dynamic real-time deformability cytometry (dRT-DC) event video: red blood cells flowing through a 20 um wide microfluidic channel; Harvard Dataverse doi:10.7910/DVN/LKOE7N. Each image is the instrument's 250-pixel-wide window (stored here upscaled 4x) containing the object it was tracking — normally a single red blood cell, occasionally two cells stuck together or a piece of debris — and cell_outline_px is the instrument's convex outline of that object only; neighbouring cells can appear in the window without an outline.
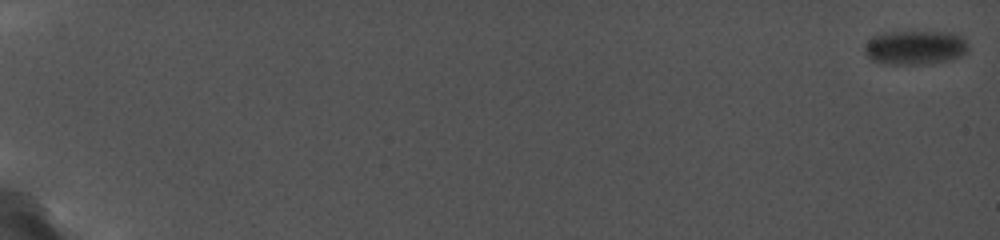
{"species": "common noctule bat (a hibernating species)", "species_latin": "Nyctalus noctula", "temperature_condition": "cold", "stored_images_in_passage": 54, "camera_frame_rate_fps": 5000, "um_per_image_px": 0.085, "animal": {"sex": "female", "body_mass_g": 19.0, "forearm_length_mm": 56.7}, "frame": {"image": 1, "passage_image": 1, "time_ms": 0.0, "image_size_px": [1000, 240], "cell_outline_px": [[968, 52], [952, 60], [924, 64], [888, 64], [872, 60], [864, 52], [864, 44], [872, 36], [884, 32], [948, 32], [960, 36], [968, 44]], "centroid_in_image_um": [77.77, 4.04], "position_along_channel_um": 7.2, "area_um2": 20.75}}
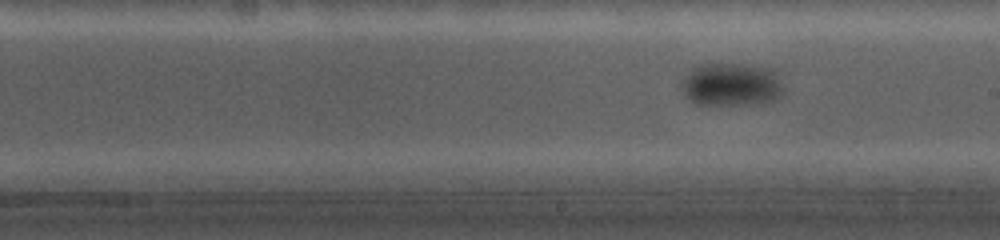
{"frame": {"image": 2, "passage_image": 38, "time_ms": 13.4, "image_size_px": [1000, 240], "cell_outline_px": [[780, 92], [772, 100], [740, 104], [700, 104], [692, 100], [688, 96], [684, 88], [688, 72], [692, 68], [700, 64], [752, 64], [772, 68]], "centroid_in_image_um": [62.13, 7.14], "position_along_channel_um": 226.9, "area_um2": 24.22}}
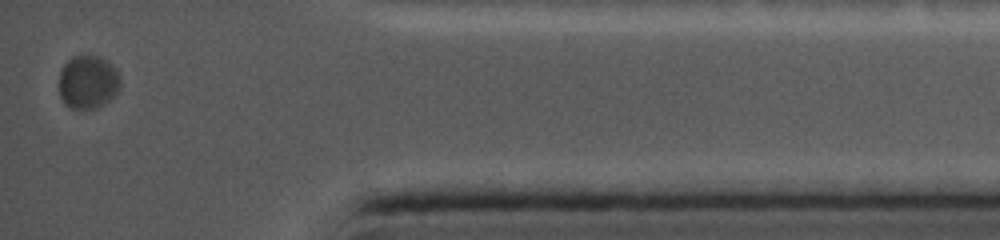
{"frame": {"image": 3, "passage_image": 54, "time_ms": 19.8, "image_size_px": [1000, 240], "cell_outline_px": [[120, 84], [116, 92], [108, 100], [96, 108], [72, 108], [64, 104], [60, 96], [60, 72], [64, 64], [72, 56], [100, 56], [112, 64], [116, 68], [120, 76]], "centroid_in_image_um": [7.48, 6.95], "position_along_channel_um": 427.7, "area_um2": 18.9}, "authors_computed_cell_mechanics": {"area_um2": 22.3397, "velocity_mm_per_s": 3.3992, "shape_relaxation_time_tau1_ms": 0.0378, "shape_relaxation_time_tau2_ms": null, "deformation_change_tau1": 0.0286, "deformation_change_tau2": null}}